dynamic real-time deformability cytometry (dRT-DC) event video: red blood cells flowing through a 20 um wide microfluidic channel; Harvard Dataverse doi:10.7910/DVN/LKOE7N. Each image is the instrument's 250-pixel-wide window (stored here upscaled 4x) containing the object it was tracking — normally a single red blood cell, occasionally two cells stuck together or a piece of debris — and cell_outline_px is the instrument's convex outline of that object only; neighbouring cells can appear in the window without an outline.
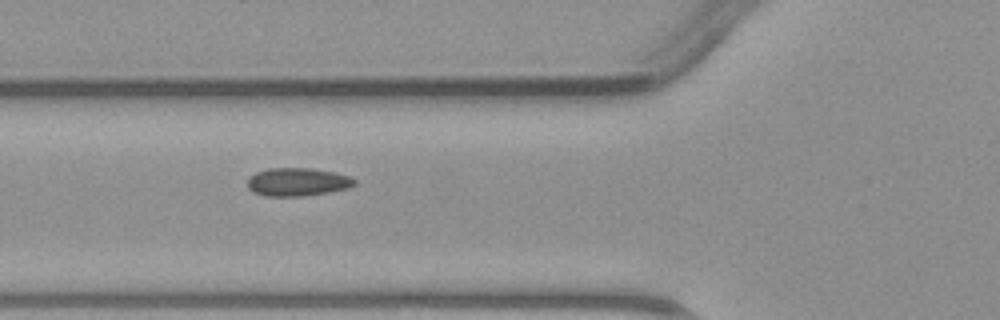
{"species": "common noctule bat (a hibernating species)", "species_latin": "Nyctalus noctula", "temperature_condition": "warm", "stored_images_in_passage": 3, "camera_frame_rate_fps": 3000, "um_per_image_px": 0.085, "animal": {"sex": "male", "body_mass_g": 23.1, "forearm_length_mm": 52.7}, "frame": {"image": 1, "passage_image": 2, "time_ms": 2.333, "image_size_px": [1000, 320], "cell_outline_px": [[356, 184], [348, 188], [328, 192], [304, 196], [264, 196], [252, 192], [248, 188], [248, 176], [256, 172], [268, 168], [312, 168], [336, 172], [348, 176], [356, 180]], "centroid_in_image_um": [25.26, 15.46], "position_along_channel_um": 100.5, "area_um2": 17.74}}
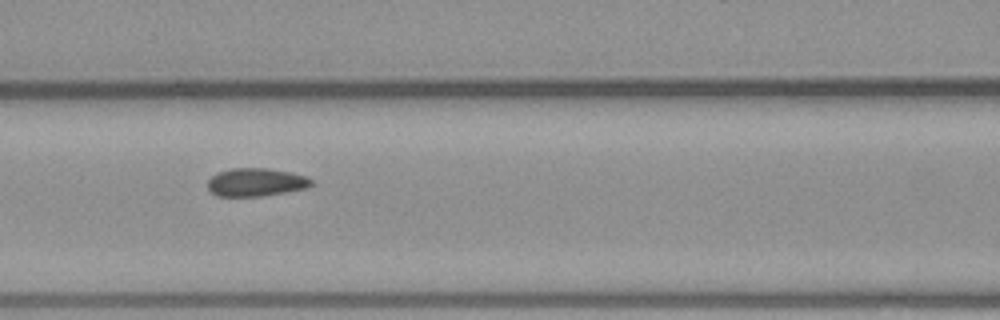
{"frame": {"image": 2, "passage_image": 3, "time_ms": 3.333, "image_size_px": [1000, 320], "cell_outline_px": [[312, 184], [308, 188], [264, 196], [216, 196], [208, 188], [208, 180], [212, 176], [220, 172], [232, 168], [268, 168], [292, 172], [308, 176], [312, 180]], "centroid_in_image_um": [21.8, 15.49], "position_along_channel_um": 144.8, "area_um2": 17.11}}